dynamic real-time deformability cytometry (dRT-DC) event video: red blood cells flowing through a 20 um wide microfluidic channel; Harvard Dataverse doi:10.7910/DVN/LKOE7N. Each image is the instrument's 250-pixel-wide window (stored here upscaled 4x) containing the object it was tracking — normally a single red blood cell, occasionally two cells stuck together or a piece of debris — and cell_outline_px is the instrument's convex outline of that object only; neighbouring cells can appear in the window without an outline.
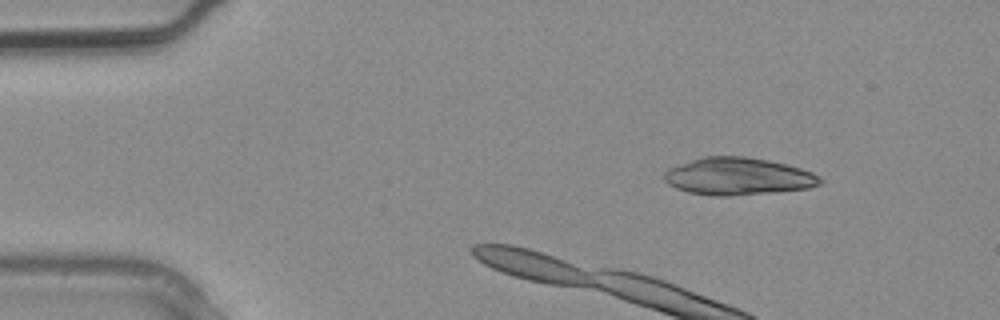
{"species": "common noctule bat (a hibernating species)", "species_latin": "Nyctalus noctula", "temperature_condition": "warm", "stored_images_in_passage": 1, "camera_frame_rate_fps": 3000, "um_per_image_px": 0.085, "animal": {"sex": "male", "body_mass_g": 20.4}, "frame": {"image": 1, "passage_image": 1, "time_ms": 0.0, "image_size_px": [1000, 320], "cell_outline_px": [[824, 180], [820, 184], [808, 188], [776, 192], [732, 196], [712, 196], [688, 192], [676, 188], [668, 184], [664, 180], [664, 172], [668, 168], [704, 156], [744, 156], [768, 160], [800, 168], [812, 172], [820, 176]], "centroid_in_image_um": [62.73, 15.0], "position_along_channel_um": 22.3, "area_um2": 34.04}}